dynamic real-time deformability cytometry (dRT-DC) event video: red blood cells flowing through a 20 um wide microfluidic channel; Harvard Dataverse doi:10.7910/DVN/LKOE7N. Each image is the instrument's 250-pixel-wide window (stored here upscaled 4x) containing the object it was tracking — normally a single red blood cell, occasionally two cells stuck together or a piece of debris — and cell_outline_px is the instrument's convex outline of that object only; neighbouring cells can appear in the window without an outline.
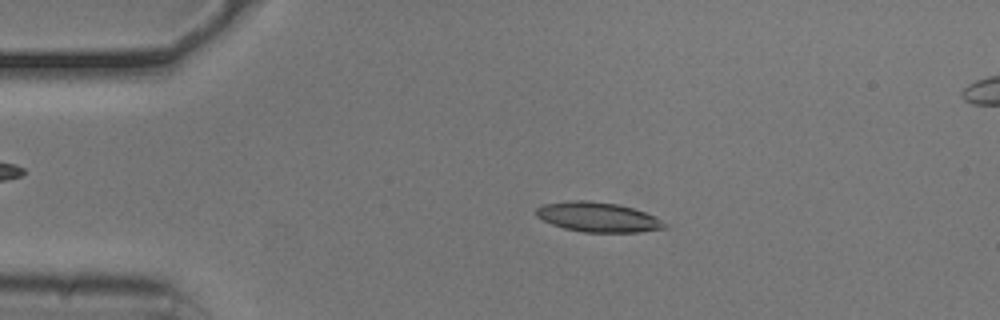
{"species": "common noctule bat (a hibernating species)", "species_latin": "Nyctalus noctula", "temperature_condition": "cold", "stored_images_in_passage": 52, "camera_frame_rate_fps": 3000, "um_per_image_px": 0.085, "animal": {"sex": "male", "body_mass_g": 20.5, "forearm_length_mm": 52.5}, "frame": {"image": 1, "passage_image": 10, "time_ms": 3.0, "image_size_px": [1000, 320], "cell_outline_px": [[668, 228], [640, 232], [584, 232], [564, 228], [552, 224], [536, 216], [536, 208], [544, 204], [572, 200], [588, 200], [616, 204], [632, 208], [644, 212], [668, 224]], "centroid_in_image_um": [50.82, 18.46], "position_along_channel_um": 34.2, "area_um2": 22.08}}
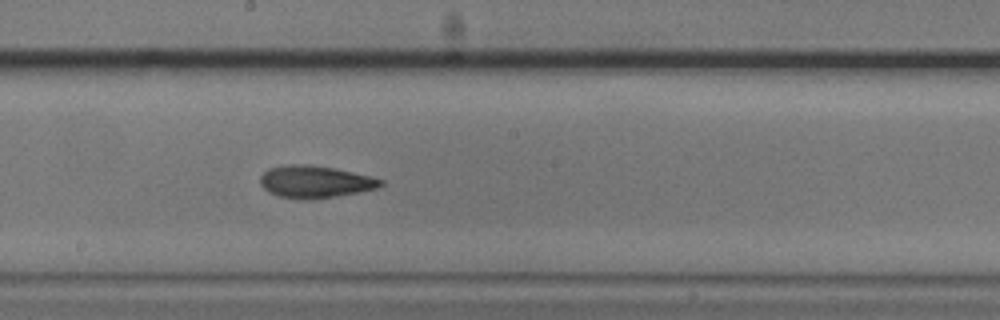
{"frame": {"image": 2, "passage_image": 28, "time_ms": 9.0, "image_size_px": [1000, 320], "cell_outline_px": [[384, 184], [380, 188], [360, 192], [336, 196], [308, 200], [304, 200], [280, 196], [268, 192], [260, 184], [260, 176], [268, 168], [288, 164], [308, 164], [332, 168], [352, 172], [384, 180]], "centroid_in_image_um": [26.78, 15.45], "position_along_channel_um": 221.4, "area_um2": 22.66}}
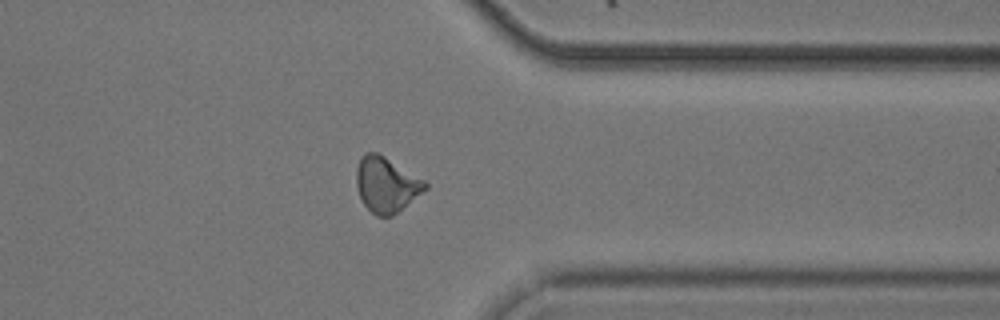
{"frame": {"image": 3, "passage_image": 41, "time_ms": 13.333, "image_size_px": [1000, 320], "cell_outline_px": [[428, 188], [392, 216], [376, 216], [364, 204], [360, 196], [356, 184], [356, 168], [360, 156], [364, 152], [380, 152], [424, 180], [428, 184]], "centroid_in_image_um": [32.82, 15.65], "position_along_channel_um": 378.6, "area_um2": 22.25}, "authors_computed_cell_mechanics": {"area_um2": 21.7906, "velocity_mm_per_s": 3.7666, "shape_relaxation_time_tau1_ms": 5.3925, "shape_relaxation_time_tau2_ms": 3.4278, "deformation_change_tau1": 0.1398, "deformation_change_tau2": 0.1047}}